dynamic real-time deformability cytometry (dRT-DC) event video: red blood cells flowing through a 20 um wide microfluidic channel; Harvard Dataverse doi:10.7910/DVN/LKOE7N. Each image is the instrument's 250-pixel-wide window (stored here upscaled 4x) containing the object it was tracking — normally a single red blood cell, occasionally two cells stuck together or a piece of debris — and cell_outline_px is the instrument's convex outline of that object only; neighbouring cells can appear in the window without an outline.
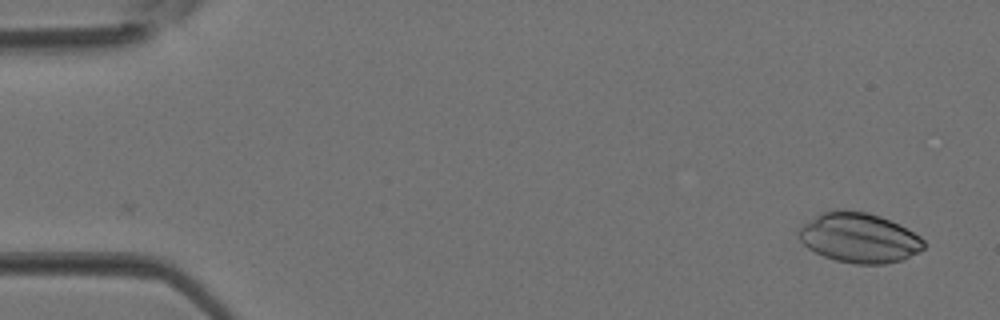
{"species": "Egyptian fruit bat (a non-hibernating species)", "species_latin": "Rousettus aegyptiacus", "temperature_condition": "room temperature", "stored_images_in_passage": 22, "camera_frame_rate_fps": 3000, "um_per_image_px": 0.085, "animal": {"sex": "female"}, "frame": {"image": 1, "passage_image": 1, "time_ms": 0.0, "image_size_px": [1000, 320], "cell_outline_px": [[924, 248], [920, 252], [900, 260], [884, 264], [856, 264], [836, 260], [824, 256], [808, 248], [800, 240], [796, 232], [804, 224], [816, 216], [824, 212], [868, 212], [880, 216], [900, 224], [920, 236], [924, 240]], "centroid_in_image_um": [73.06, 20.24], "position_along_channel_um": 11.9, "area_um2": 35.72}}